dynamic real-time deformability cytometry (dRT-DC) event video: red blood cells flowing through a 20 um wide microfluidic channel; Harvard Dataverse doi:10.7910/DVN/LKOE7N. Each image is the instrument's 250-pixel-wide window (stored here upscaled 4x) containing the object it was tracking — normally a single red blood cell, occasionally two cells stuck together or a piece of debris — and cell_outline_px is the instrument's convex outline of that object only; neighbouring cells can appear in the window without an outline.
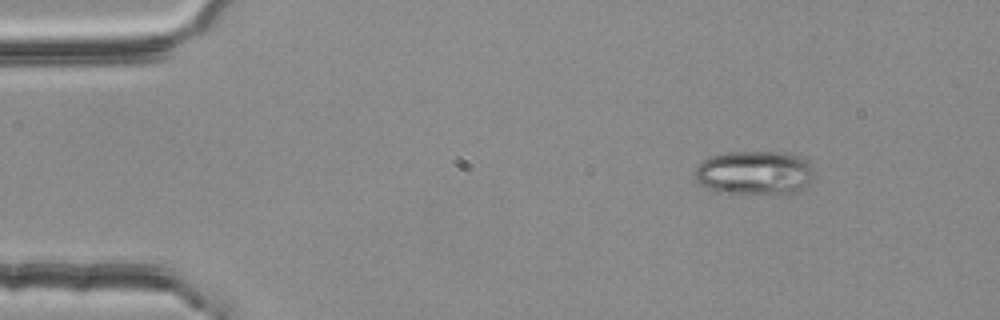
{"species": "common noctule bat (a hibernating species)", "species_latin": "Nyctalus noctula", "temperature_condition": "room temperature", "stored_images_in_passage": 3, "camera_frame_rate_fps": 3000, "um_per_image_px": 0.085, "animal": {"sex": "female", "body_mass_g": 25.1}, "frame": {"image": 1, "passage_image": 1, "time_ms": 0.0, "image_size_px": [1000, 320], "cell_outline_px": [[816, 176], [808, 184], [792, 192], [720, 192], [708, 188], [700, 184], [696, 180], [692, 172], [696, 164], [712, 156], [728, 152], [788, 152], [800, 156], [816, 168]], "centroid_in_image_um": [64.14, 14.64], "position_along_channel_um": 20.9, "area_um2": 30.46}}